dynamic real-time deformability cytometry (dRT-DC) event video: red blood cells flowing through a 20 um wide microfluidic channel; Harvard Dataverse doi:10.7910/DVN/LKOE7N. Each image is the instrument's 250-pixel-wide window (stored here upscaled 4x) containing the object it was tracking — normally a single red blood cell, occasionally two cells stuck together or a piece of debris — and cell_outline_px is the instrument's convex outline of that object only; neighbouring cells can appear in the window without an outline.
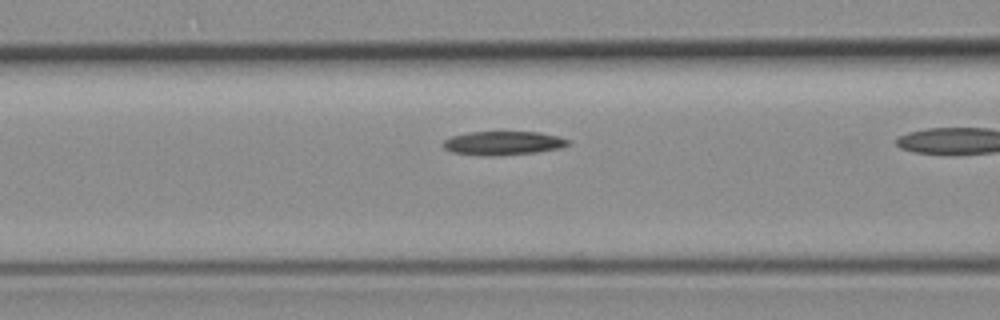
{"species": "common noctule bat (a hibernating species)", "species_latin": "Nyctalus noctula", "temperature_condition": "room temperature", "stored_images_in_passage": 8, "camera_frame_rate_fps": 3000, "um_per_image_px": 0.085, "animal": {"sex": "female", "body_mass_g": 19.3, "forearm_length_mm": 54.1}, "frame": {"image": 1, "passage_image": 4, "time_ms": 1.0, "image_size_px": [1000, 320], "cell_outline_px": [[572, 140], [568, 144], [560, 148], [536, 152], [488, 156], [480, 156], [452, 152], [444, 148], [444, 140], [452, 136], [468, 132], [540, 132], [560, 136]], "centroid_in_image_um": [42.79, 12.16], "position_along_channel_um": 123.8, "area_um2": 17.34}}
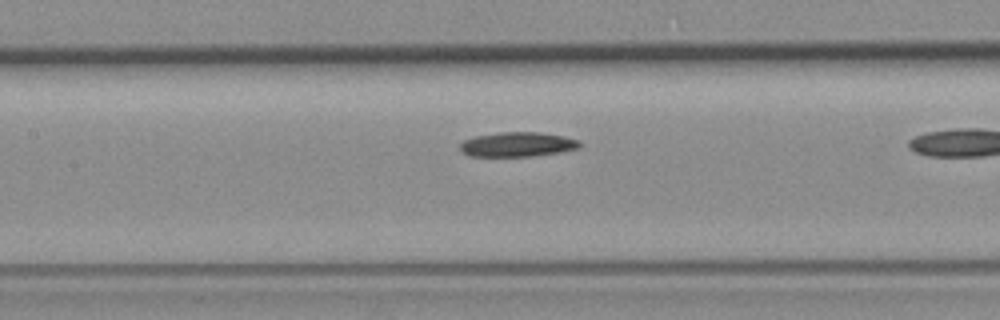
{"frame": {"image": 2, "passage_image": 7, "time_ms": 2.0, "image_size_px": [1000, 320], "cell_outline_px": [[580, 148], [560, 152], [532, 156], [468, 156], [460, 152], [460, 144], [464, 140], [476, 136], [500, 132], [540, 132], [564, 136], [580, 140]], "centroid_in_image_um": [43.98, 12.27], "position_along_channel_um": 163.4, "area_um2": 17.22}}